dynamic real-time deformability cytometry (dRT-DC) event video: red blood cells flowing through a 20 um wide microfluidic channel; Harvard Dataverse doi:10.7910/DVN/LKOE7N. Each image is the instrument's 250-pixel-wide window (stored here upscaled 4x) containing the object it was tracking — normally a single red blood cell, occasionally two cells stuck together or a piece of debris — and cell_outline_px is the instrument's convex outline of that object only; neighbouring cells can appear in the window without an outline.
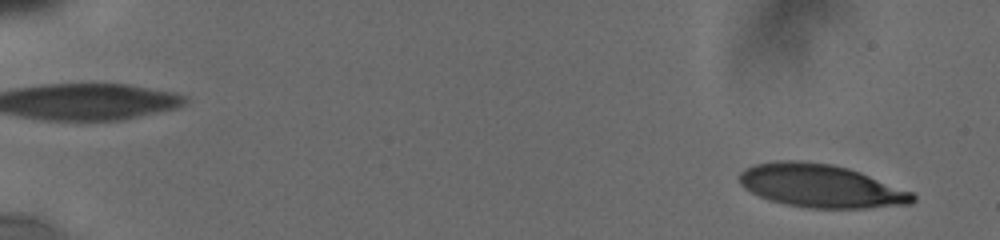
{"species": "human", "species_latin": "Homo sapiens", "temperature_condition": "cold", "stored_images_in_passage": 51, "camera_frame_rate_fps": 3000, "um_per_image_px": 0.085, "donor": {"sex": "male"}, "frame": {"image": 1, "passage_image": 3, "time_ms": 0.667, "image_size_px": [1000, 240], "cell_outline_px": [[916, 200], [912, 204], [864, 208], [808, 208], [788, 204], [772, 200], [760, 196], [744, 188], [740, 184], [740, 172], [744, 168], [756, 164], [776, 160], [800, 160], [832, 164], [848, 168], [860, 172], [912, 192], [916, 196]], "centroid_in_image_um": [69.78, 15.79], "position_along_channel_um": 15.2, "area_um2": 43.47}}
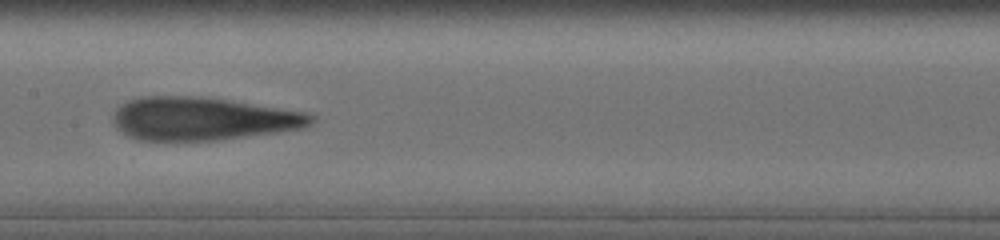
{"frame": {"image": 2, "passage_image": 29, "time_ms": 9.667, "image_size_px": [1000, 240], "cell_outline_px": [[316, 120], [312, 124], [304, 128], [220, 140], [172, 144], [136, 140], [128, 136], [116, 128], [112, 124], [112, 116], [116, 108], [120, 104], [128, 100], [144, 96], [192, 96], [224, 100], [308, 112], [316, 116]], "centroid_in_image_um": [17.14, 10.14], "position_along_channel_um": 190.3, "area_um2": 50.98}}
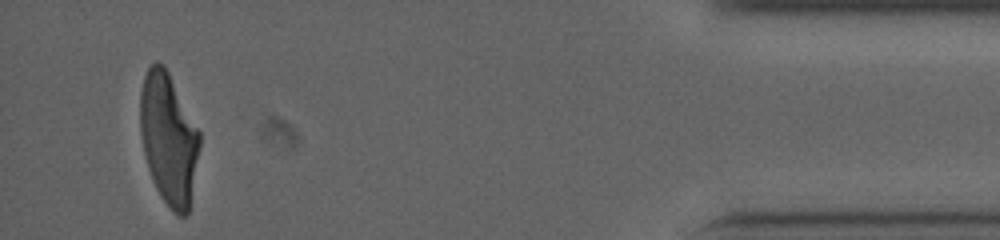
{"frame": {"image": 3, "passage_image": 51, "time_ms": 17.333, "image_size_px": [1000, 240], "cell_outline_px": [[200, 144], [188, 212], [184, 216], [180, 216], [160, 196], [156, 188], [148, 168], [144, 152], [140, 132], [140, 92], [144, 76], [148, 68], [156, 60], [164, 64], [200, 132]], "centroid_in_image_um": [14.31, 11.73], "position_along_channel_um": 420.9, "area_um2": 44.91}, "authors_computed_cell_mechanics": {"area_um2": 47.8006, "velocity_mm_per_s": 3.7951, "shape_relaxation_time_tau1_ms": 9.7497, "shape_relaxation_time_tau2_ms": 1.6353, "deformation_change_tau1": 0.3202, "deformation_change_tau2": 0.1194}}